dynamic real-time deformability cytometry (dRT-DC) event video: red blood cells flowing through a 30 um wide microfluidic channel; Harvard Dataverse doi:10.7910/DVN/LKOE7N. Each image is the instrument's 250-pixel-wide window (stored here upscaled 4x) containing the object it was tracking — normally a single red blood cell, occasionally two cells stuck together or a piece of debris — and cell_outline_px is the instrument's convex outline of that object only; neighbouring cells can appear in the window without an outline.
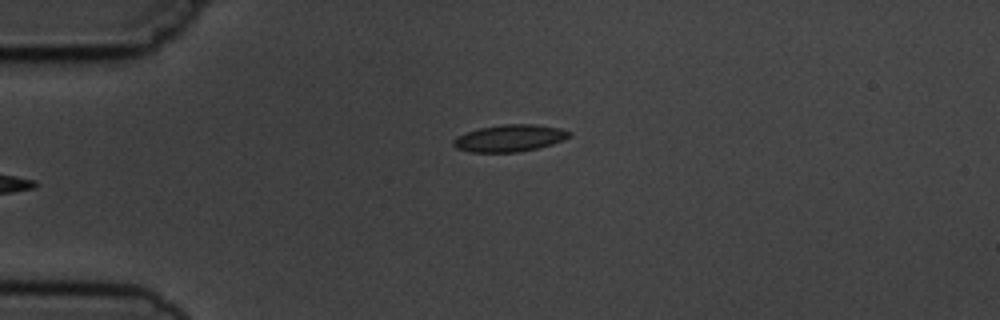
{"species": "common noctule bat (a hibernating species)", "species_latin": "Nyctalus noctula", "temperature_condition": "cold", "stored_images_in_passage": 5, "camera_frame_rate_fps": 3000, "um_per_image_px": 0.085, "animal": {"sex": "male", "body_mass_g": 19.5, "forearm_length_mm": 54.6}, "frame": {"image": 1, "passage_image": 5, "time_ms": 4.667, "image_size_px": [1000, 320], "cell_outline_px": [[572, 136], [564, 140], [552, 144], [536, 148], [516, 152], [468, 152], [456, 148], [452, 144], [452, 140], [456, 136], [480, 128], [504, 124], [536, 124], [560, 128], [572, 132]], "centroid_in_image_um": [43.33, 11.74], "position_along_channel_um": 41.7, "area_um2": 18.26}}